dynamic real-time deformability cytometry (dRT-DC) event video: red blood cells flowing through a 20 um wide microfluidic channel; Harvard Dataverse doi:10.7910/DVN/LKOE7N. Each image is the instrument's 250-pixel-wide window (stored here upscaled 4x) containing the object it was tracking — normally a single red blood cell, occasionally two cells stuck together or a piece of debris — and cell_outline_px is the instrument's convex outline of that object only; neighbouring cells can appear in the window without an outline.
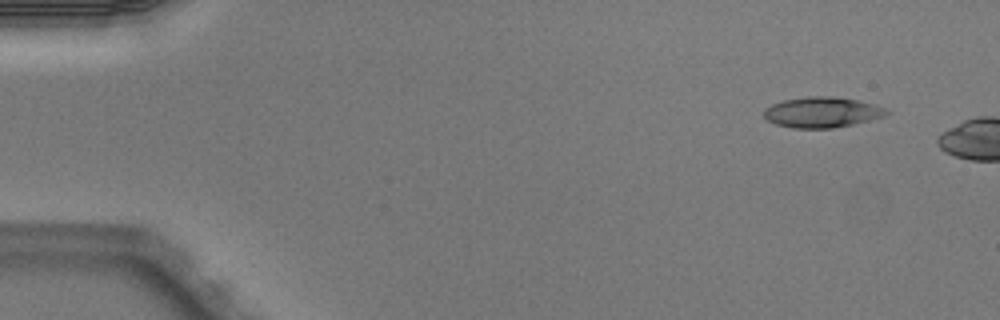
{"species": "Egyptian fruit bat (a non-hibernating species)", "species_latin": "Rousettus aegyptiacus", "temperature_condition": "warm", "stored_images_in_passage": 2, "camera_frame_rate_fps": 3000, "um_per_image_px": 0.085, "animal": {"sex": "male"}, "frame": {"image": 1, "passage_image": 1, "time_ms": 0.0, "image_size_px": [1000, 320], "cell_outline_px": [[892, 112], [884, 116], [852, 124], [832, 128], [792, 128], [776, 124], [768, 120], [764, 116], [764, 108], [772, 104], [784, 100], [808, 96], [832, 96], [856, 100], [872, 104], [884, 108]], "centroid_in_image_um": [69.85, 9.54], "position_along_channel_um": 15.2, "area_um2": 21.62}}